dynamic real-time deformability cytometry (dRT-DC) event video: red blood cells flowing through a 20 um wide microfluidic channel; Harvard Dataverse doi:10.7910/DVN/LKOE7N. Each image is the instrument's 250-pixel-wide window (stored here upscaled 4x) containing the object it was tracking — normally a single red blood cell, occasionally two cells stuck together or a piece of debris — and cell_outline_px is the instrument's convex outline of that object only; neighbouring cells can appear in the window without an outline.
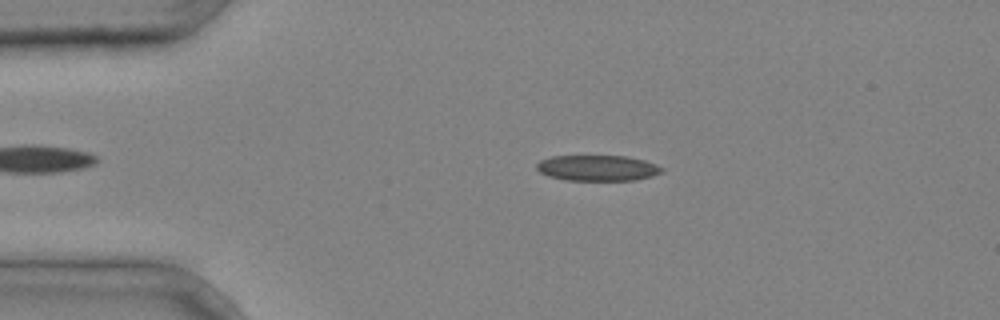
{"species": "common noctule bat (a hibernating species)", "species_latin": "Nyctalus noctula", "temperature_condition": "cold", "stored_images_in_passage": 40, "camera_frame_rate_fps": 3000, "um_per_image_px": 0.085, "animal": {"sex": "male", "body_mass_g": 20.4}, "frame": {"image": 1, "passage_image": 8, "time_ms": 2.333, "image_size_px": [1000, 320], "cell_outline_px": [[664, 172], [652, 176], [636, 180], [564, 180], [548, 176], [540, 172], [536, 168], [536, 164], [540, 160], [552, 156], [628, 156], [644, 160], [656, 164], [664, 168]], "centroid_in_image_um": [50.81, 14.28], "position_along_channel_um": 34.2, "area_um2": 18.9}}
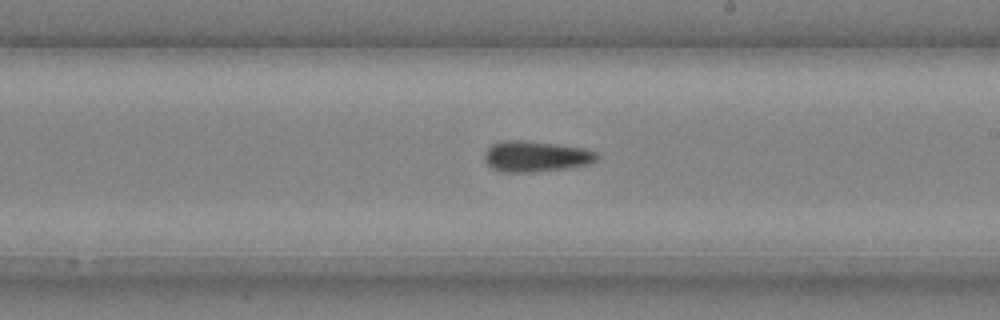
{"frame": {"image": 2, "passage_image": 24, "time_ms": 7.667, "image_size_px": [1000, 320], "cell_outline_px": [[600, 156], [592, 164], [564, 168], [532, 172], [504, 172], [492, 168], [484, 160], [484, 152], [492, 144], [504, 140], [520, 140], [556, 144], [584, 148], [596, 152]], "centroid_in_image_um": [45.55, 13.29], "position_along_channel_um": 243.5, "area_um2": 20.17}}
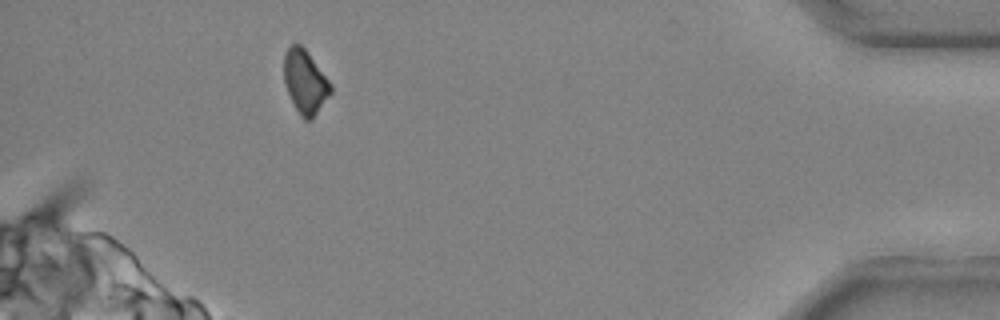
{"frame": {"image": 3, "passage_image": 38, "time_ms": 12.333, "image_size_px": [1000, 320], "cell_outline_px": [[332, 92], [312, 120], [304, 120], [300, 116], [284, 84], [284, 52], [292, 44], [300, 44], [308, 52], [332, 84]], "centroid_in_image_um": [25.94, 6.96], "position_along_channel_um": 409.3, "area_um2": 17.34}}